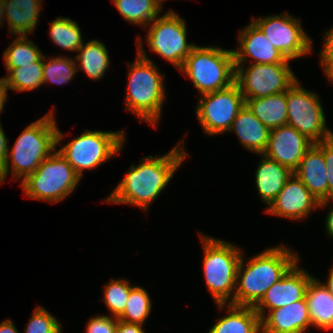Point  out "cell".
<instances>
[{"mask_svg": "<svg viewBox=\"0 0 333 333\" xmlns=\"http://www.w3.org/2000/svg\"><path fill=\"white\" fill-rule=\"evenodd\" d=\"M237 37L239 47L238 50H233L235 65H245L248 58L254 60L253 64L289 63L290 61L271 44L252 20Z\"/></svg>", "mask_w": 333, "mask_h": 333, "instance_id": "17", "label": "cell"}, {"mask_svg": "<svg viewBox=\"0 0 333 333\" xmlns=\"http://www.w3.org/2000/svg\"><path fill=\"white\" fill-rule=\"evenodd\" d=\"M322 285H324L328 289L329 293L333 296V266L330 270L328 282H326V284L322 282Z\"/></svg>", "mask_w": 333, "mask_h": 333, "instance_id": "44", "label": "cell"}, {"mask_svg": "<svg viewBox=\"0 0 333 333\" xmlns=\"http://www.w3.org/2000/svg\"><path fill=\"white\" fill-rule=\"evenodd\" d=\"M157 1L163 5V1H165V0H157Z\"/></svg>", "mask_w": 333, "mask_h": 333, "instance_id": "46", "label": "cell"}, {"mask_svg": "<svg viewBox=\"0 0 333 333\" xmlns=\"http://www.w3.org/2000/svg\"><path fill=\"white\" fill-rule=\"evenodd\" d=\"M77 65L74 58L71 59V57L56 56L46 58L43 55V84L64 85L68 83L78 72Z\"/></svg>", "mask_w": 333, "mask_h": 333, "instance_id": "31", "label": "cell"}, {"mask_svg": "<svg viewBox=\"0 0 333 333\" xmlns=\"http://www.w3.org/2000/svg\"><path fill=\"white\" fill-rule=\"evenodd\" d=\"M200 235L204 249L203 272L206 285L219 309H223L234 299L237 270L243 251L225 240L215 239L201 232Z\"/></svg>", "mask_w": 333, "mask_h": 333, "instance_id": "5", "label": "cell"}, {"mask_svg": "<svg viewBox=\"0 0 333 333\" xmlns=\"http://www.w3.org/2000/svg\"><path fill=\"white\" fill-rule=\"evenodd\" d=\"M305 300L309 309L311 326L322 330H333V296L315 277L307 286Z\"/></svg>", "mask_w": 333, "mask_h": 333, "instance_id": "23", "label": "cell"}, {"mask_svg": "<svg viewBox=\"0 0 333 333\" xmlns=\"http://www.w3.org/2000/svg\"><path fill=\"white\" fill-rule=\"evenodd\" d=\"M235 65V83L245 100L287 91L298 79L289 63Z\"/></svg>", "mask_w": 333, "mask_h": 333, "instance_id": "11", "label": "cell"}, {"mask_svg": "<svg viewBox=\"0 0 333 333\" xmlns=\"http://www.w3.org/2000/svg\"><path fill=\"white\" fill-rule=\"evenodd\" d=\"M77 53L75 56V62L79 63L77 70L84 71L95 81L103 78L111 63L108 50L102 42L95 39L83 43Z\"/></svg>", "mask_w": 333, "mask_h": 333, "instance_id": "26", "label": "cell"}, {"mask_svg": "<svg viewBox=\"0 0 333 333\" xmlns=\"http://www.w3.org/2000/svg\"><path fill=\"white\" fill-rule=\"evenodd\" d=\"M320 65L323 67L330 83H333V55H320Z\"/></svg>", "mask_w": 333, "mask_h": 333, "instance_id": "39", "label": "cell"}, {"mask_svg": "<svg viewBox=\"0 0 333 333\" xmlns=\"http://www.w3.org/2000/svg\"><path fill=\"white\" fill-rule=\"evenodd\" d=\"M321 202L328 200L327 167L323 156V141L314 143L293 172Z\"/></svg>", "mask_w": 333, "mask_h": 333, "instance_id": "19", "label": "cell"}, {"mask_svg": "<svg viewBox=\"0 0 333 333\" xmlns=\"http://www.w3.org/2000/svg\"><path fill=\"white\" fill-rule=\"evenodd\" d=\"M0 333H19L13 321L7 319L0 323Z\"/></svg>", "mask_w": 333, "mask_h": 333, "instance_id": "43", "label": "cell"}, {"mask_svg": "<svg viewBox=\"0 0 333 333\" xmlns=\"http://www.w3.org/2000/svg\"><path fill=\"white\" fill-rule=\"evenodd\" d=\"M323 50L320 55H333V27L325 32Z\"/></svg>", "mask_w": 333, "mask_h": 333, "instance_id": "40", "label": "cell"}, {"mask_svg": "<svg viewBox=\"0 0 333 333\" xmlns=\"http://www.w3.org/2000/svg\"><path fill=\"white\" fill-rule=\"evenodd\" d=\"M245 105L269 129L287 125V91L245 100Z\"/></svg>", "mask_w": 333, "mask_h": 333, "instance_id": "25", "label": "cell"}, {"mask_svg": "<svg viewBox=\"0 0 333 333\" xmlns=\"http://www.w3.org/2000/svg\"><path fill=\"white\" fill-rule=\"evenodd\" d=\"M9 140L6 138L5 131L2 128L0 123V170L3 168L4 163L7 159L8 154V142Z\"/></svg>", "mask_w": 333, "mask_h": 333, "instance_id": "38", "label": "cell"}, {"mask_svg": "<svg viewBox=\"0 0 333 333\" xmlns=\"http://www.w3.org/2000/svg\"><path fill=\"white\" fill-rule=\"evenodd\" d=\"M273 46L289 60L312 52V40L302 29L300 20L289 13L253 18Z\"/></svg>", "mask_w": 333, "mask_h": 333, "instance_id": "13", "label": "cell"}, {"mask_svg": "<svg viewBox=\"0 0 333 333\" xmlns=\"http://www.w3.org/2000/svg\"><path fill=\"white\" fill-rule=\"evenodd\" d=\"M62 325L44 307L38 306L30 317L25 333H62Z\"/></svg>", "mask_w": 333, "mask_h": 333, "instance_id": "34", "label": "cell"}, {"mask_svg": "<svg viewBox=\"0 0 333 333\" xmlns=\"http://www.w3.org/2000/svg\"><path fill=\"white\" fill-rule=\"evenodd\" d=\"M4 19V0H0V27L3 26Z\"/></svg>", "mask_w": 333, "mask_h": 333, "instance_id": "45", "label": "cell"}, {"mask_svg": "<svg viewBox=\"0 0 333 333\" xmlns=\"http://www.w3.org/2000/svg\"><path fill=\"white\" fill-rule=\"evenodd\" d=\"M124 20L147 26L160 15L162 4L157 0H112Z\"/></svg>", "mask_w": 333, "mask_h": 333, "instance_id": "27", "label": "cell"}, {"mask_svg": "<svg viewBox=\"0 0 333 333\" xmlns=\"http://www.w3.org/2000/svg\"><path fill=\"white\" fill-rule=\"evenodd\" d=\"M261 156L255 173V183L260 198L269 207L293 172L263 154Z\"/></svg>", "mask_w": 333, "mask_h": 333, "instance_id": "21", "label": "cell"}, {"mask_svg": "<svg viewBox=\"0 0 333 333\" xmlns=\"http://www.w3.org/2000/svg\"><path fill=\"white\" fill-rule=\"evenodd\" d=\"M196 107V116L207 135L230 131L233 121L245 105L236 83L212 93L203 94Z\"/></svg>", "mask_w": 333, "mask_h": 333, "instance_id": "12", "label": "cell"}, {"mask_svg": "<svg viewBox=\"0 0 333 333\" xmlns=\"http://www.w3.org/2000/svg\"><path fill=\"white\" fill-rule=\"evenodd\" d=\"M319 96L301 87L297 80L287 90V125L294 127L313 143L333 137L326 127V119Z\"/></svg>", "mask_w": 333, "mask_h": 333, "instance_id": "9", "label": "cell"}, {"mask_svg": "<svg viewBox=\"0 0 333 333\" xmlns=\"http://www.w3.org/2000/svg\"><path fill=\"white\" fill-rule=\"evenodd\" d=\"M330 201H333V199L321 201L319 204V207L320 208L326 207L327 203H329ZM325 227H326L327 235H329L330 237L333 238V208H331V211L328 212V215H327L326 221H325Z\"/></svg>", "mask_w": 333, "mask_h": 333, "instance_id": "41", "label": "cell"}, {"mask_svg": "<svg viewBox=\"0 0 333 333\" xmlns=\"http://www.w3.org/2000/svg\"><path fill=\"white\" fill-rule=\"evenodd\" d=\"M132 286L125 279H112L104 286L102 301L107 305L112 317L118 318L125 310Z\"/></svg>", "mask_w": 333, "mask_h": 333, "instance_id": "33", "label": "cell"}, {"mask_svg": "<svg viewBox=\"0 0 333 333\" xmlns=\"http://www.w3.org/2000/svg\"><path fill=\"white\" fill-rule=\"evenodd\" d=\"M312 278L313 276L305 269L300 268L297 261L280 280L266 291L264 297L254 307L255 311L262 319L266 315V309L269 312L302 300Z\"/></svg>", "mask_w": 333, "mask_h": 333, "instance_id": "14", "label": "cell"}, {"mask_svg": "<svg viewBox=\"0 0 333 333\" xmlns=\"http://www.w3.org/2000/svg\"><path fill=\"white\" fill-rule=\"evenodd\" d=\"M8 87L4 77L0 78V114L3 112L4 104L7 100Z\"/></svg>", "mask_w": 333, "mask_h": 333, "instance_id": "42", "label": "cell"}, {"mask_svg": "<svg viewBox=\"0 0 333 333\" xmlns=\"http://www.w3.org/2000/svg\"><path fill=\"white\" fill-rule=\"evenodd\" d=\"M42 0H4V18L14 36H28L34 32L40 15Z\"/></svg>", "mask_w": 333, "mask_h": 333, "instance_id": "22", "label": "cell"}, {"mask_svg": "<svg viewBox=\"0 0 333 333\" xmlns=\"http://www.w3.org/2000/svg\"><path fill=\"white\" fill-rule=\"evenodd\" d=\"M49 35L56 46L72 52H77L84 43L79 25L68 17H57L51 21Z\"/></svg>", "mask_w": 333, "mask_h": 333, "instance_id": "29", "label": "cell"}, {"mask_svg": "<svg viewBox=\"0 0 333 333\" xmlns=\"http://www.w3.org/2000/svg\"><path fill=\"white\" fill-rule=\"evenodd\" d=\"M54 114V110L46 113L28 125L18 136L12 150L8 149L7 159L0 170V183L6 181L11 165L13 180L24 181L57 149L64 135L57 127Z\"/></svg>", "mask_w": 333, "mask_h": 333, "instance_id": "3", "label": "cell"}, {"mask_svg": "<svg viewBox=\"0 0 333 333\" xmlns=\"http://www.w3.org/2000/svg\"><path fill=\"white\" fill-rule=\"evenodd\" d=\"M125 131L86 130L56 149L82 178L84 169L93 170L120 153L125 144Z\"/></svg>", "mask_w": 333, "mask_h": 333, "instance_id": "8", "label": "cell"}, {"mask_svg": "<svg viewBox=\"0 0 333 333\" xmlns=\"http://www.w3.org/2000/svg\"><path fill=\"white\" fill-rule=\"evenodd\" d=\"M118 318L108 315H97L89 319L86 333H115Z\"/></svg>", "mask_w": 333, "mask_h": 333, "instance_id": "35", "label": "cell"}, {"mask_svg": "<svg viewBox=\"0 0 333 333\" xmlns=\"http://www.w3.org/2000/svg\"><path fill=\"white\" fill-rule=\"evenodd\" d=\"M179 71L202 95L225 89L235 83L233 50L196 45Z\"/></svg>", "mask_w": 333, "mask_h": 333, "instance_id": "6", "label": "cell"}, {"mask_svg": "<svg viewBox=\"0 0 333 333\" xmlns=\"http://www.w3.org/2000/svg\"><path fill=\"white\" fill-rule=\"evenodd\" d=\"M232 131L247 150L260 155L266 150L270 129L258 120L246 105L235 117L230 129V132Z\"/></svg>", "mask_w": 333, "mask_h": 333, "instance_id": "20", "label": "cell"}, {"mask_svg": "<svg viewBox=\"0 0 333 333\" xmlns=\"http://www.w3.org/2000/svg\"><path fill=\"white\" fill-rule=\"evenodd\" d=\"M243 258L242 254L237 270L234 299L230 304L249 307H255L266 291L299 261L293 249L283 245L266 249L246 263Z\"/></svg>", "mask_w": 333, "mask_h": 333, "instance_id": "2", "label": "cell"}, {"mask_svg": "<svg viewBox=\"0 0 333 333\" xmlns=\"http://www.w3.org/2000/svg\"><path fill=\"white\" fill-rule=\"evenodd\" d=\"M183 143L181 140L163 156L154 158L149 155L142 158L139 165L135 166L133 163L124 179L103 201L135 205L147 211L187 158L188 153Z\"/></svg>", "mask_w": 333, "mask_h": 333, "instance_id": "1", "label": "cell"}, {"mask_svg": "<svg viewBox=\"0 0 333 333\" xmlns=\"http://www.w3.org/2000/svg\"><path fill=\"white\" fill-rule=\"evenodd\" d=\"M151 308V299L148 292L140 286H135L130 291L125 310L118 319L143 325L151 312Z\"/></svg>", "mask_w": 333, "mask_h": 333, "instance_id": "32", "label": "cell"}, {"mask_svg": "<svg viewBox=\"0 0 333 333\" xmlns=\"http://www.w3.org/2000/svg\"><path fill=\"white\" fill-rule=\"evenodd\" d=\"M323 156L327 167L328 200L333 199V137L323 141Z\"/></svg>", "mask_w": 333, "mask_h": 333, "instance_id": "36", "label": "cell"}, {"mask_svg": "<svg viewBox=\"0 0 333 333\" xmlns=\"http://www.w3.org/2000/svg\"><path fill=\"white\" fill-rule=\"evenodd\" d=\"M228 314L213 325L208 333H261V318L254 307L228 303Z\"/></svg>", "mask_w": 333, "mask_h": 333, "instance_id": "24", "label": "cell"}, {"mask_svg": "<svg viewBox=\"0 0 333 333\" xmlns=\"http://www.w3.org/2000/svg\"><path fill=\"white\" fill-rule=\"evenodd\" d=\"M313 144L294 127L283 125L270 129L268 144L263 155L294 172L299 167L305 152Z\"/></svg>", "mask_w": 333, "mask_h": 333, "instance_id": "15", "label": "cell"}, {"mask_svg": "<svg viewBox=\"0 0 333 333\" xmlns=\"http://www.w3.org/2000/svg\"><path fill=\"white\" fill-rule=\"evenodd\" d=\"M311 327L309 309L305 300L270 310L261 319V333H305Z\"/></svg>", "mask_w": 333, "mask_h": 333, "instance_id": "18", "label": "cell"}, {"mask_svg": "<svg viewBox=\"0 0 333 333\" xmlns=\"http://www.w3.org/2000/svg\"><path fill=\"white\" fill-rule=\"evenodd\" d=\"M150 25V26H149ZM147 26V44L151 51L180 70L196 44L187 43L186 21L170 10Z\"/></svg>", "mask_w": 333, "mask_h": 333, "instance_id": "10", "label": "cell"}, {"mask_svg": "<svg viewBox=\"0 0 333 333\" xmlns=\"http://www.w3.org/2000/svg\"><path fill=\"white\" fill-rule=\"evenodd\" d=\"M320 201L293 173L266 208V213L292 220L306 218L314 208H319Z\"/></svg>", "mask_w": 333, "mask_h": 333, "instance_id": "16", "label": "cell"}, {"mask_svg": "<svg viewBox=\"0 0 333 333\" xmlns=\"http://www.w3.org/2000/svg\"><path fill=\"white\" fill-rule=\"evenodd\" d=\"M8 89L32 91L43 85V56L36 62L11 68L4 77Z\"/></svg>", "mask_w": 333, "mask_h": 333, "instance_id": "28", "label": "cell"}, {"mask_svg": "<svg viewBox=\"0 0 333 333\" xmlns=\"http://www.w3.org/2000/svg\"><path fill=\"white\" fill-rule=\"evenodd\" d=\"M44 54L27 36H18L4 51L3 58L7 71L38 61Z\"/></svg>", "mask_w": 333, "mask_h": 333, "instance_id": "30", "label": "cell"}, {"mask_svg": "<svg viewBox=\"0 0 333 333\" xmlns=\"http://www.w3.org/2000/svg\"><path fill=\"white\" fill-rule=\"evenodd\" d=\"M81 178L56 150L20 182L25 195L34 200L57 203L72 194Z\"/></svg>", "mask_w": 333, "mask_h": 333, "instance_id": "7", "label": "cell"}, {"mask_svg": "<svg viewBox=\"0 0 333 333\" xmlns=\"http://www.w3.org/2000/svg\"><path fill=\"white\" fill-rule=\"evenodd\" d=\"M137 58L128 64V86L125 105L140 121L157 128L162 106L165 101L164 75L148 58L142 46V38L137 37Z\"/></svg>", "mask_w": 333, "mask_h": 333, "instance_id": "4", "label": "cell"}, {"mask_svg": "<svg viewBox=\"0 0 333 333\" xmlns=\"http://www.w3.org/2000/svg\"><path fill=\"white\" fill-rule=\"evenodd\" d=\"M142 326L141 324L128 323L118 319L115 333H145Z\"/></svg>", "mask_w": 333, "mask_h": 333, "instance_id": "37", "label": "cell"}]
</instances>
